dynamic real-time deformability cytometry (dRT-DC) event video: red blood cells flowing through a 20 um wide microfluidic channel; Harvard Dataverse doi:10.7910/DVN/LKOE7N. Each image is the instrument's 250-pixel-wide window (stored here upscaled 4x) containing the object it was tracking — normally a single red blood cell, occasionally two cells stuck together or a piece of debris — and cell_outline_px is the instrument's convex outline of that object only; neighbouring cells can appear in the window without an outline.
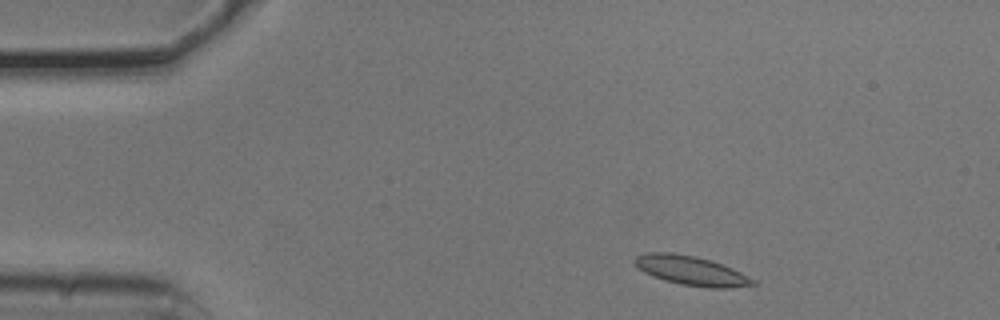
{"species": "common noctule bat (a hibernating species)", "species_latin": "Nyctalus noctula", "temperature_condition": "cold", "stored_images_in_passage": 3, "camera_frame_rate_fps": 3000, "um_per_image_px": 0.085, "animal": {"sex": "male", "body_mass_g": 20.5, "forearm_length_mm": 52.5}, "frame": {"image": 1, "passage_image": 1, "time_ms": 0.0, "image_size_px": [1000, 320], "cell_outline_px": [[760, 284], [732, 288], [708, 288], [680, 284], [664, 280], [652, 276], [644, 272], [632, 260], [636, 256], [648, 252], [672, 252], [696, 256], [712, 260], [732, 268], [756, 280]], "centroid_in_image_um": [58.79, 23.01], "position_along_channel_um": 26.2, "area_um2": 20.4}}